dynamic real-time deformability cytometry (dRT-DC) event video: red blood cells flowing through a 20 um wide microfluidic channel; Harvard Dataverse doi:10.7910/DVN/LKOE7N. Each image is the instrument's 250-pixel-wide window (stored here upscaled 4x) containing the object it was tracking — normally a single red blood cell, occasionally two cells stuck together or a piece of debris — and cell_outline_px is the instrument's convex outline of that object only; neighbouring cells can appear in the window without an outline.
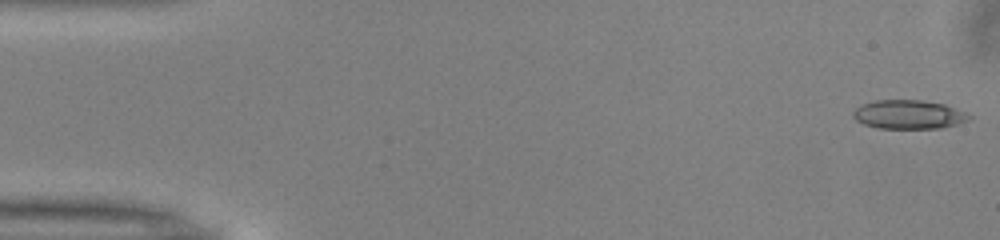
{"species": "common noctule bat (a hibernating species)", "species_latin": "Nyctalus noctula", "temperature_condition": "warm", "stored_images_in_passage": 50, "camera_frame_rate_fps": 3000, "um_per_image_px": 0.085, "animal": {"sex": "male", "body_mass_g": 13.0, "forearm_length_mm": 53.1}, "frame": {"image": 1, "passage_image": 1, "time_ms": 0.0, "image_size_px": [1000, 240], "cell_outline_px": [[972, 116], [968, 120], [956, 124], [940, 128], [876, 128], [864, 124], [856, 120], [852, 116], [852, 112], [860, 104], [876, 100], [920, 100], [944, 104], [964, 112]], "centroid_in_image_um": [77.18, 9.73], "position_along_channel_um": 7.8, "area_um2": 19.42}}
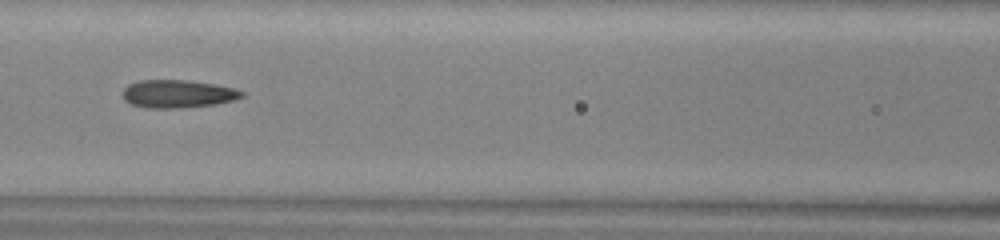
{"frame": {"image": 2, "passage_image": 22, "time_ms": 7.0, "image_size_px": [1000, 240], "cell_outline_px": [[244, 96], [236, 100], [216, 104], [180, 108], [148, 108], [132, 104], [124, 100], [124, 88], [128, 84], [140, 80], [188, 80], [212, 84], [232, 88], [244, 92]], "centroid_in_image_um": [15.12, 7.98], "position_along_channel_um": 151.5, "area_um2": 19.31}}
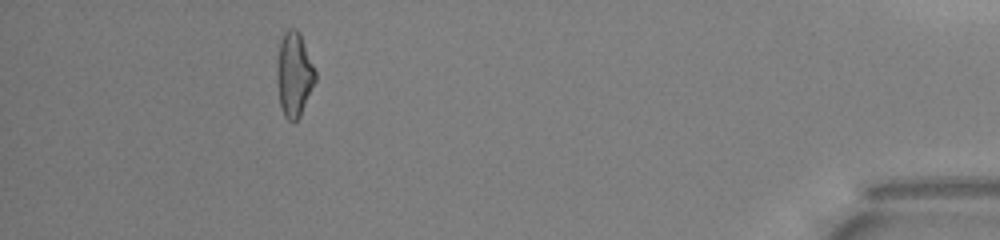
{"frame": {"image": 3, "passage_image": 46, "time_ms": 15.0, "image_size_px": [1000, 240], "cell_outline_px": [[316, 80], [300, 116], [292, 124], [284, 116], [280, 108], [276, 80], [276, 60], [280, 40], [284, 32], [288, 28], [296, 28], [300, 32], [316, 72]], "centroid_in_image_um": [24.97, 6.32], "position_along_channel_um": 410.2, "area_um2": 19.31}, "authors_computed_cell_mechanics": {"area_um2": 19.2185, "velocity_mm_per_s": 4.0329, "shape_relaxation_time_tau1_ms": null, "shape_relaxation_time_tau2_ms": 2.9898, "deformation_change_tau1": null, "deformation_change_tau2": 0.1346}}